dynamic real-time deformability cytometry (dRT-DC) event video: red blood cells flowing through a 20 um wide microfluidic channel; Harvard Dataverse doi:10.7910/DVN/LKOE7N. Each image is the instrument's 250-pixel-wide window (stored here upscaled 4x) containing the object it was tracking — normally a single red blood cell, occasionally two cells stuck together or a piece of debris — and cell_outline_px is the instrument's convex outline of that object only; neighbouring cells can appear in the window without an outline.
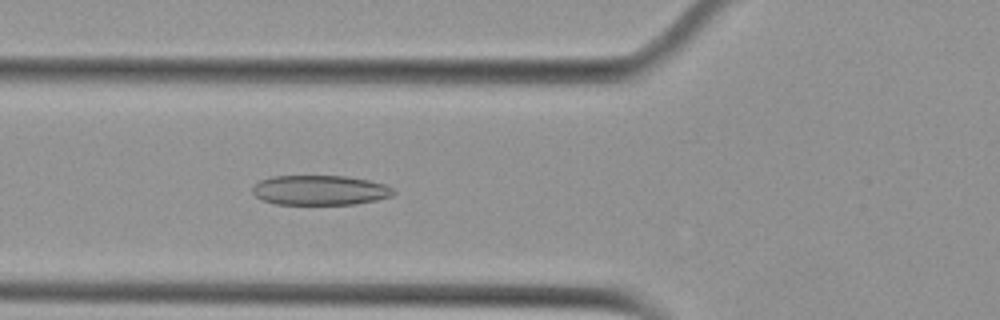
{"species": "Egyptian fruit bat (a non-hibernating species)", "species_latin": "Rousettus aegyptiacus", "temperature_condition": "cold", "stored_images_in_passage": 50, "camera_frame_rate_fps": 3000, "um_per_image_px": 0.085, "animal": {"sex": "female"}, "frame": {"image": 1, "passage_image": 20, "time_ms": 6.333, "image_size_px": [1000, 320], "cell_outline_px": [[396, 192], [392, 196], [376, 200], [352, 204], [276, 204], [264, 200], [256, 196], [252, 192], [252, 188], [260, 180], [272, 176], [344, 176], [368, 180], [384, 184], [392, 188]], "centroid_in_image_um": [27.2, 16.16], "position_along_channel_um": 98.6, "area_um2": 24.33}}
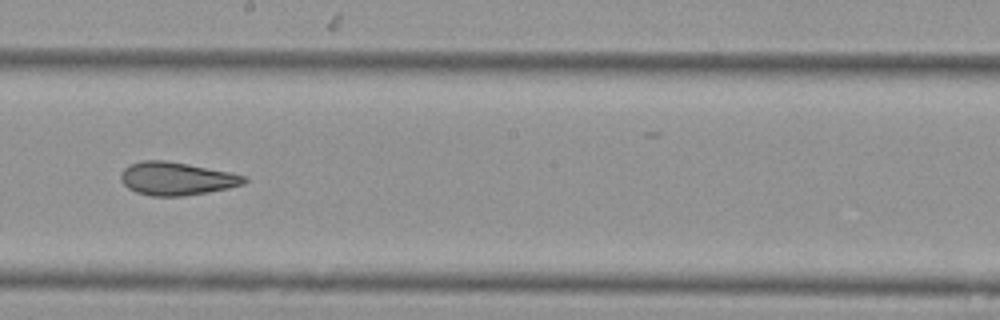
{"frame": {"image": 2, "passage_image": 31, "time_ms": 10.0, "image_size_px": [1000, 320], "cell_outline_px": [[248, 180], [244, 184], [228, 188], [184, 196], [152, 196], [136, 192], [128, 188], [120, 180], [120, 172], [128, 164], [140, 160], [168, 160], [228, 172], [244, 176]], "centroid_in_image_um": [14.94, 15.17], "position_along_channel_um": 233.3, "area_um2": 23.81}}
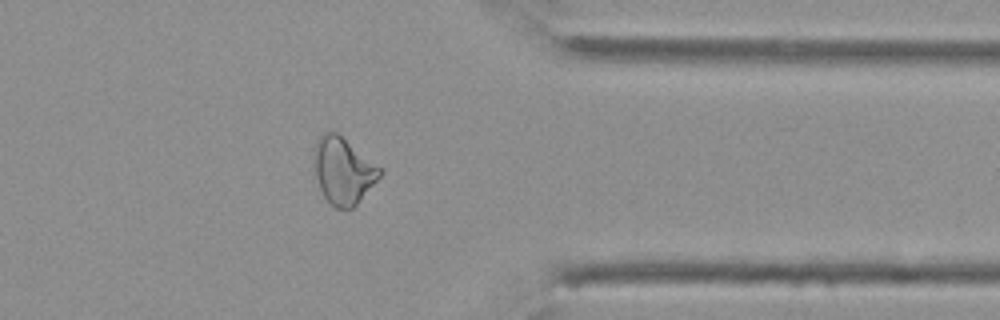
{"frame": {"image": 3, "passage_image": 44, "time_ms": 14.333, "image_size_px": [1000, 320], "cell_outline_px": [[384, 172], [356, 204], [352, 208], [336, 208], [324, 196], [320, 188], [316, 176], [316, 140], [324, 132], [336, 132], [384, 168]], "centroid_in_image_um": [29.23, 14.5], "position_along_channel_um": 382.2, "area_um2": 25.03}, "authors_computed_cell_mechanics": {"area_um2": 25.7499, "velocity_mm_per_s": 3.6694, "shape_relaxation_time_tau1_ms": null, "shape_relaxation_time_tau2_ms": 2.8406, "deformation_change_tau1": null, "deformation_change_tau2": 0.0987}}